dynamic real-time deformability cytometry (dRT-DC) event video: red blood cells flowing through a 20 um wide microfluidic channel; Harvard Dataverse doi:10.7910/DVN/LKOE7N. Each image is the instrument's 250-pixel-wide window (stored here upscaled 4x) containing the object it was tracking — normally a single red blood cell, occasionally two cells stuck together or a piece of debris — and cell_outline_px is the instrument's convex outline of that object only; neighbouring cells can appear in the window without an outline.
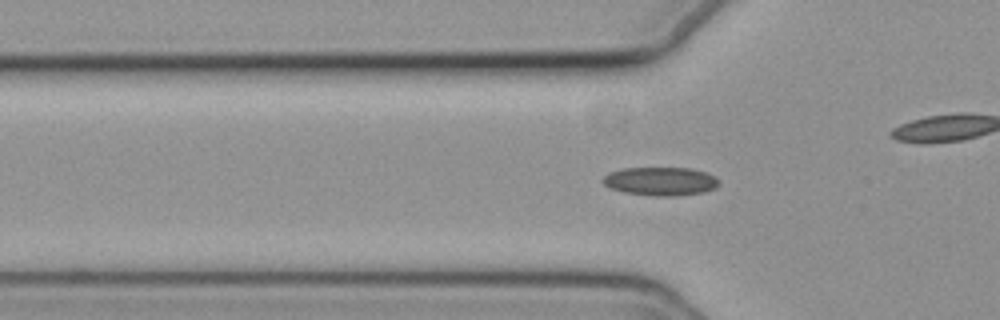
{"species": "common noctule bat (a hibernating species)", "species_latin": "Nyctalus noctula", "temperature_condition": "cold", "stored_images_in_passage": 52, "camera_frame_rate_fps": 3000, "um_per_image_px": 0.085, "animal": {"sex": "female", "body_mass_g": 19.3, "forearm_length_mm": 54.1}, "frame": {"image": 1, "passage_image": 13, "time_ms": 4.0, "image_size_px": [1000, 320], "cell_outline_px": [[720, 184], [716, 188], [704, 192], [676, 196], [652, 196], [624, 192], [612, 188], [604, 184], [600, 180], [608, 172], [624, 168], [692, 168], [716, 176], [720, 180]], "centroid_in_image_um": [56.17, 15.41], "position_along_channel_um": 69.6, "area_um2": 19.48}}
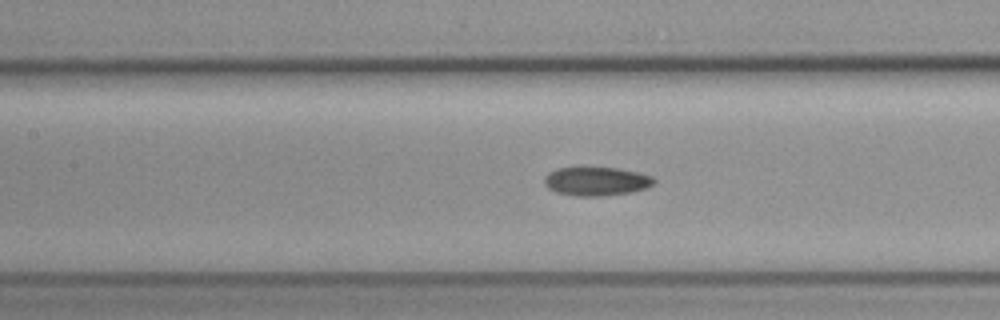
{"frame": {"image": 2, "passage_image": 20, "time_ms": 6.333, "image_size_px": [1000, 320], "cell_outline_px": [[656, 180], [652, 184], [644, 188], [632, 192], [600, 196], [576, 196], [556, 192], [548, 188], [544, 184], [544, 176], [548, 172], [556, 168], [576, 164], [584, 164], [616, 168], [636, 172], [652, 176]], "centroid_in_image_um": [50.59, 15.35], "position_along_channel_um": 156.8, "area_um2": 19.19}}
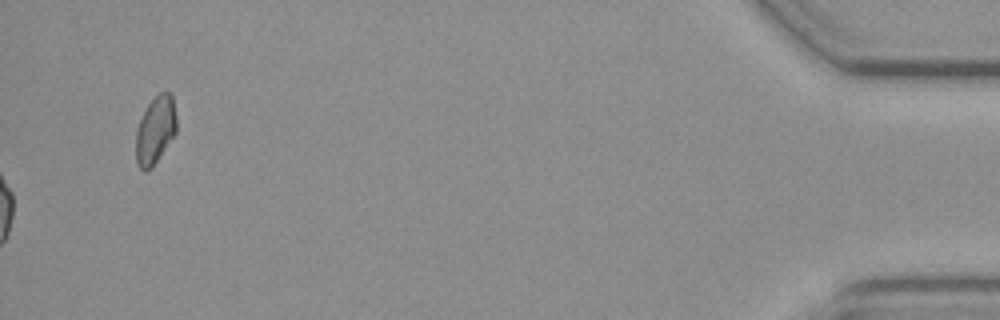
{"frame": {"image": 3, "passage_image": 52, "time_ms": 17.0, "image_size_px": [1000, 320], "cell_outline_px": [[176, 132], [152, 168], [144, 172], [136, 164], [136, 128], [148, 104], [160, 92], [172, 92], [176, 116]], "centroid_in_image_um": [13.2, 11.07], "position_along_channel_um": 422.0, "area_um2": 16.01}}